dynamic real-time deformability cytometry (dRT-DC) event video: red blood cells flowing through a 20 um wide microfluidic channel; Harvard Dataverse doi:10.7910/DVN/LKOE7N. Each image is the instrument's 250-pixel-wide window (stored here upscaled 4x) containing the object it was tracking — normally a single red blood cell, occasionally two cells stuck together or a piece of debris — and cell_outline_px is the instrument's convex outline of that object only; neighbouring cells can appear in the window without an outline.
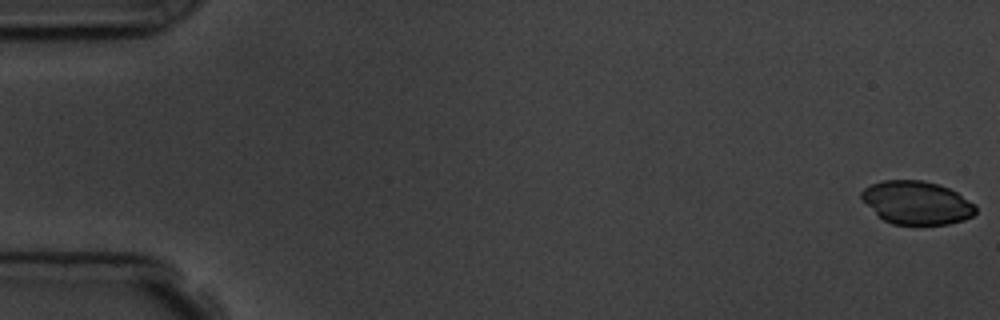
{"species": "common noctule bat (a hibernating species)", "species_latin": "Nyctalus noctula", "temperature_condition": "room temperature", "stored_images_in_passage": 5, "camera_frame_rate_fps": 3000, "um_per_image_px": 0.085, "animal": {"sex": "male", "body_mass_g": 19.5, "forearm_length_mm": 54.6}, "frame": {"image": 1, "passage_image": 1, "time_ms": 0.0, "image_size_px": [1000, 320], "cell_outline_px": [[976, 212], [972, 216], [964, 220], [948, 224], [892, 224], [876, 216], [860, 196], [860, 192], [864, 188], [872, 184], [884, 180], [924, 180], [948, 188], [956, 192], [976, 204]], "centroid_in_image_um": [77.91, 17.23], "position_along_channel_um": 7.1, "area_um2": 28.78}}